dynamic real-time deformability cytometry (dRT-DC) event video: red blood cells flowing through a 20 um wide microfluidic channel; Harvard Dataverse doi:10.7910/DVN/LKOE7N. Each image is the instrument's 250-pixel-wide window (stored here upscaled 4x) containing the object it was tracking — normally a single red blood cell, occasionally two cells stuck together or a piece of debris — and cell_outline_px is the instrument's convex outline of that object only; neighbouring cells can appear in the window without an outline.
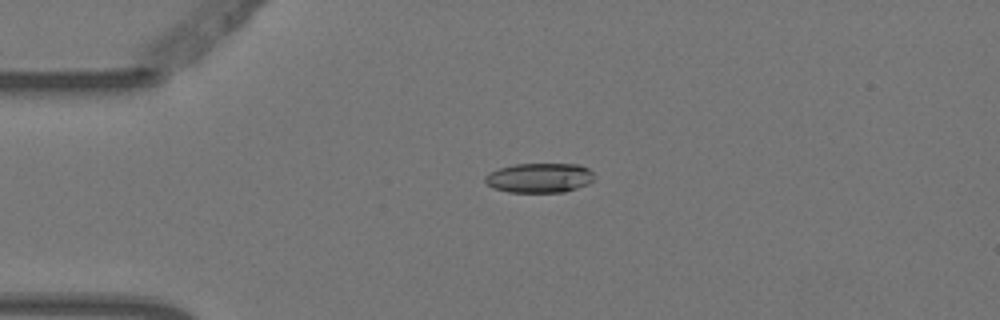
{"species": "Egyptian fruit bat (a non-hibernating species)", "species_latin": "Rousettus aegyptiacus", "temperature_condition": "warm", "stored_images_in_passage": 3, "camera_frame_rate_fps": 3000, "um_per_image_px": 0.085, "animal": {"sex": "female"}, "frame": {"image": 1, "passage_image": 3, "time_ms": 0.667, "image_size_px": [1000, 320], "cell_outline_px": [[596, 176], [588, 184], [564, 192], [508, 192], [492, 188], [484, 180], [484, 176], [488, 172], [500, 168], [516, 164], [580, 164], [588, 168]], "centroid_in_image_um": [45.85, 15.11], "position_along_channel_um": 39.2, "area_um2": 18.96}}